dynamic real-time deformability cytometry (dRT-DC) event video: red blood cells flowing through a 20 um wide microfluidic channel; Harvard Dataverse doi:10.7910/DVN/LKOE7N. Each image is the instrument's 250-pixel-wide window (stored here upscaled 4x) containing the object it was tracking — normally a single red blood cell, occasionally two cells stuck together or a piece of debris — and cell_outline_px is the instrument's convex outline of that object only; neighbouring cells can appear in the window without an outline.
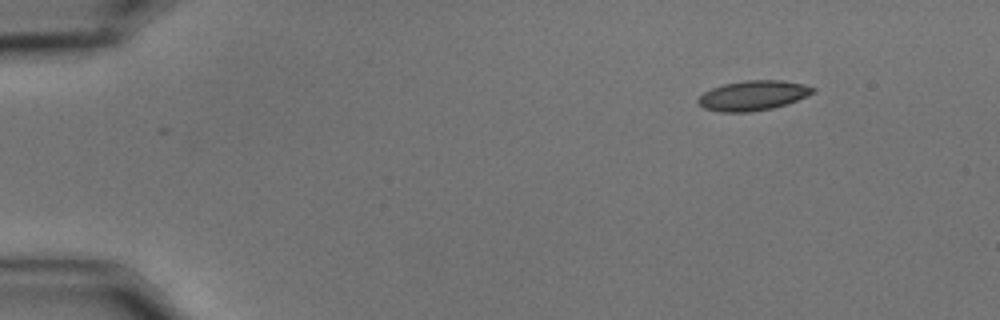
{"species": "common noctule bat (a hibernating species)", "species_latin": "Nyctalus noctula", "temperature_condition": "cold", "stored_images_in_passage": 47, "camera_frame_rate_fps": 3000, "um_per_image_px": 0.085, "animal": {"sex": "male", "body_mass_g": 15.6}, "frame": {"image": 1, "passage_image": 1, "time_ms": 0.0, "image_size_px": [1000, 320], "cell_outline_px": [[816, 92], [808, 96], [772, 108], [748, 112], [720, 112], [704, 108], [696, 100], [704, 92], [712, 88], [724, 84], [744, 80], [780, 80], [804, 84], [816, 88]], "centroid_in_image_um": [64.02, 8.11], "position_along_channel_um": 21.0, "area_um2": 19.88}}
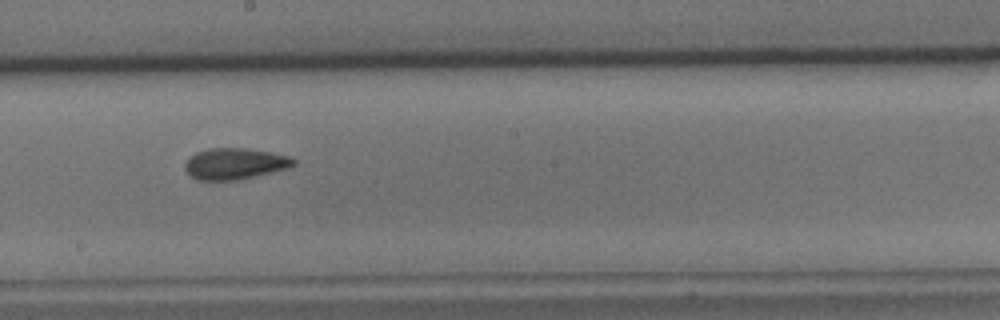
{"frame": {"image": 2, "passage_image": 27, "time_ms": 8.667, "image_size_px": [1000, 320], "cell_outline_px": [[296, 164], [292, 168], [236, 180], [196, 180], [184, 168], [184, 164], [188, 156], [196, 152], [208, 148], [244, 148], [272, 152], [292, 156], [296, 160]], "centroid_in_image_um": [20.0, 13.9], "position_along_channel_um": 228.2, "area_um2": 20.11}}
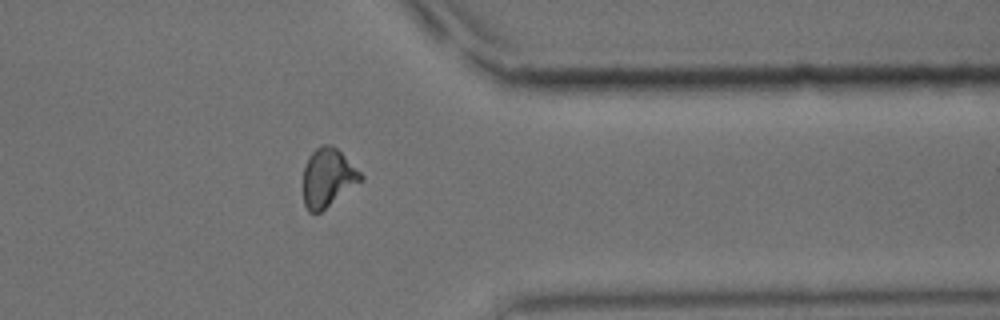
{"frame": {"image": 3, "passage_image": 41, "time_ms": 13.333, "image_size_px": [1000, 320], "cell_outline_px": [[364, 180], [320, 212], [308, 212], [304, 204], [304, 164], [308, 156], [316, 148], [324, 144], [332, 144], [364, 176]], "centroid_in_image_um": [27.86, 15.1], "position_along_channel_um": 383.5, "area_um2": 19.54}, "authors_computed_cell_mechanics": {"area_um2": 19.652, "velocity_mm_per_s": 3.4824, "shape_relaxation_time_tau1_ms": null, "shape_relaxation_time_tau2_ms": 3.5609, "deformation_change_tau1": null, "deformation_change_tau2": 0.1019}}